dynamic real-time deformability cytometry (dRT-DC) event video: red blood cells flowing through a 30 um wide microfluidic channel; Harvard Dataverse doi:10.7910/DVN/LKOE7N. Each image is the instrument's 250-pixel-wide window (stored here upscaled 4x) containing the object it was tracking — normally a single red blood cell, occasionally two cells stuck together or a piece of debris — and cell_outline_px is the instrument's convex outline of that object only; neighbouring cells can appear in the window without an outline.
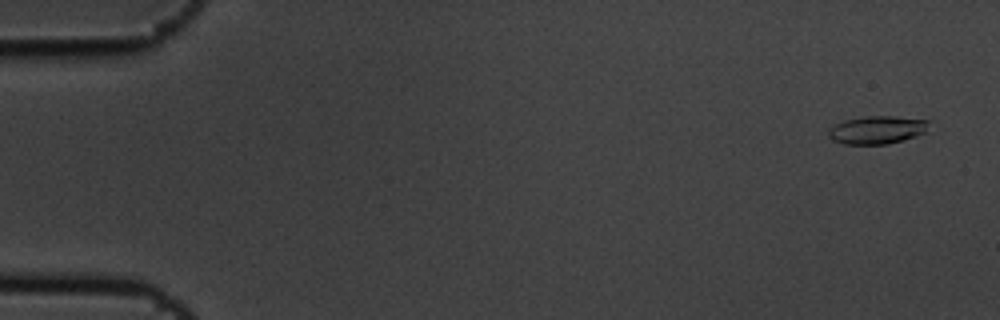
{"species": "common noctule bat (a hibernating species)", "species_latin": "Nyctalus noctula", "temperature_condition": "cold", "stored_images_in_passage": 5, "camera_frame_rate_fps": 3000, "um_per_image_px": 0.085, "animal": {"sex": "male", "body_mass_g": 19.5, "forearm_length_mm": 54.6}, "frame": {"image": 1, "passage_image": 1, "time_ms": 0.0, "image_size_px": [1000, 320], "cell_outline_px": [[928, 120], [924, 132], [916, 136], [904, 140], [888, 144], [844, 144], [832, 140], [828, 136], [828, 128], [844, 120], [864, 116], [896, 116]], "centroid_in_image_um": [74.5, 11.04], "position_along_channel_um": 10.5, "area_um2": 16.36}}
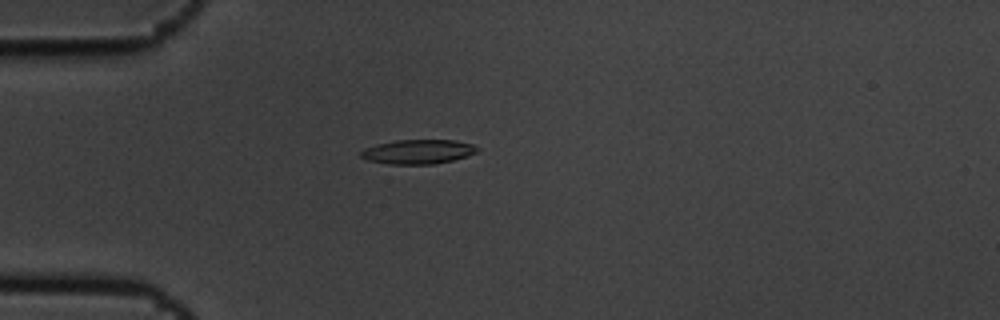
{"frame": {"image": 2, "passage_image": 4, "time_ms": 1.0, "image_size_px": [1000, 320], "cell_outline_px": [[480, 148], [476, 152], [452, 160], [432, 164], [388, 164], [368, 160], [360, 156], [360, 152], [364, 148], [376, 144], [396, 140], [456, 140], [472, 144]], "centroid_in_image_um": [35.5, 12.89], "position_along_channel_um": 49.5, "area_um2": 16.42}}